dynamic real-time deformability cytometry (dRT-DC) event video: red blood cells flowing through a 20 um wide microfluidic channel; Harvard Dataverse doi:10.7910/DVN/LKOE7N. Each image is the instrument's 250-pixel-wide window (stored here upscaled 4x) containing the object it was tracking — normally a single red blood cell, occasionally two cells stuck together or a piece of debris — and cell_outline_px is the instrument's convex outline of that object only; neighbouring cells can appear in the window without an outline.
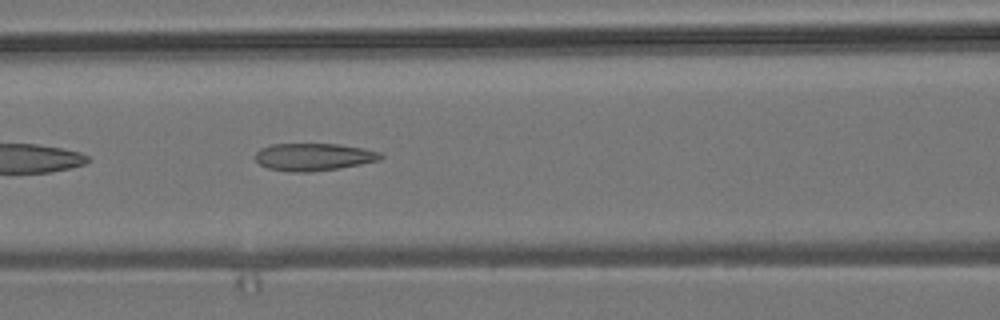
{"species": "common noctule bat (a hibernating species)", "species_latin": "Nyctalus noctula", "temperature_condition": "room temperature", "stored_images_in_passage": 37, "camera_frame_rate_fps": 3000, "um_per_image_px": 0.085, "animal": {"sex": "male", "body_mass_g": 19.2, "forearm_length_mm": 51.8}, "frame": {"image": 1, "passage_image": 8, "time_ms": 2.333, "image_size_px": [1000, 320], "cell_outline_px": [[384, 156], [380, 160], [340, 168], [308, 172], [288, 172], [268, 168], [260, 164], [256, 160], [256, 152], [260, 148], [272, 144], [340, 144], [364, 148], [380, 152]], "centroid_in_image_um": [26.67, 13.34], "position_along_channel_um": 139.9, "area_um2": 20.11}}
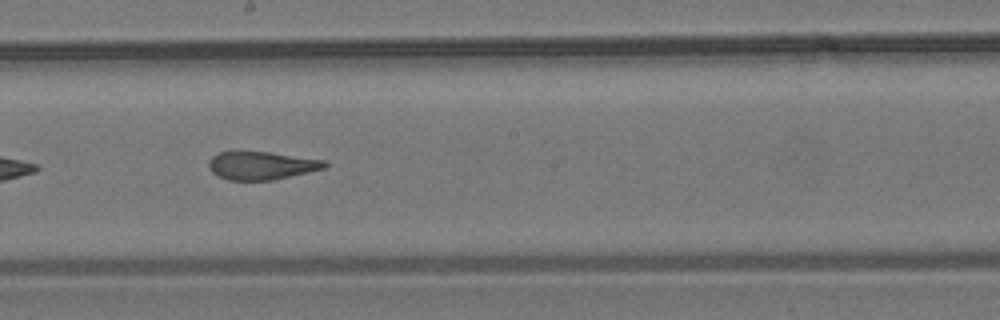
{"frame": {"image": 2, "passage_image": 15, "time_ms": 4.667, "image_size_px": [1000, 320], "cell_outline_px": [[328, 164], [324, 168], [308, 172], [272, 180], [228, 180], [212, 172], [208, 168], [208, 164], [212, 156], [220, 152], [268, 152], [324, 160]], "centroid_in_image_um": [22.21, 14.07], "position_along_channel_um": 226.0, "area_um2": 18.67}}
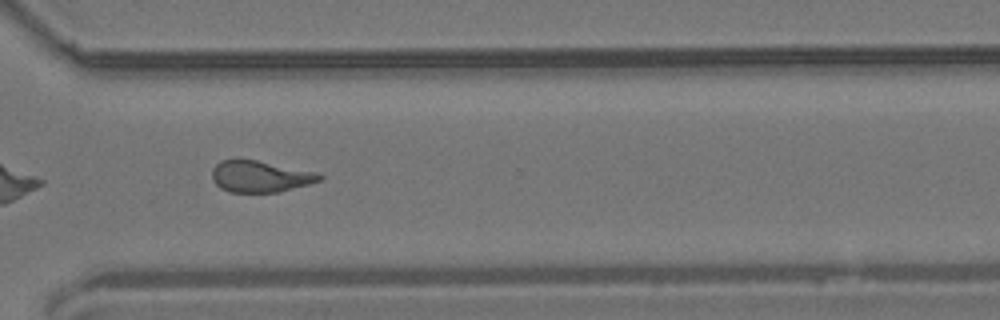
{"frame": {"image": 3, "passage_image": 25, "time_ms": 8.0, "image_size_px": [1000, 320], "cell_outline_px": [[324, 176], [320, 180], [308, 184], [276, 192], [232, 192], [220, 188], [212, 180], [212, 168], [220, 160], [236, 156], [316, 172]], "centroid_in_image_um": [22.03, 14.96], "position_along_channel_um": 348.6, "area_um2": 19.94}, "authors_computed_cell_mechanics": {"area_um2": 19.652, "velocity_mm_per_s": 3.6977, "shape_relaxation_time_tau1_ms": null, "shape_relaxation_time_tau2_ms": 2.0969, "deformation_change_tau1": null, "deformation_change_tau2": 0.1231}}